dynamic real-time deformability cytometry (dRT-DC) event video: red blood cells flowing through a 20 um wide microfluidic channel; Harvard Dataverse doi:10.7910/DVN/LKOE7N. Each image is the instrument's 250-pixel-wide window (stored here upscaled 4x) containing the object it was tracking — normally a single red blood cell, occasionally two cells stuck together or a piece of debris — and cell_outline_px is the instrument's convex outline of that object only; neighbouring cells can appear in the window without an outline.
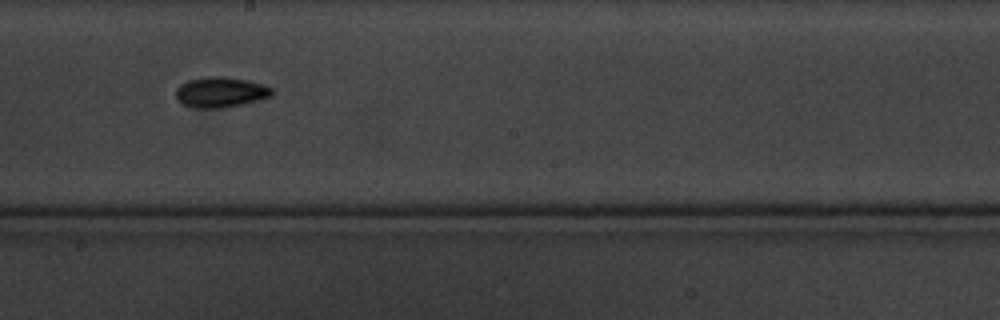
{"species": "common noctule bat (a hibernating species)", "species_latin": "Nyctalus noctula", "temperature_condition": "cold", "stored_images_in_passage": 10, "camera_frame_rate_fps": 3000, "um_per_image_px": 0.085, "animal": {"sex": "male", "body_mass_g": 20.1, "forearm_length_mm": 53.5}, "frame": {"image": 1, "passage_image": 9, "time_ms": 9.333, "image_size_px": [1000, 320], "cell_outline_px": [[272, 96], [240, 104], [220, 108], [196, 108], [184, 104], [176, 96], [176, 88], [180, 84], [188, 80], [208, 76], [224, 76], [248, 80], [264, 84], [272, 88]], "centroid_in_image_um": [18.75, 7.81], "position_along_channel_um": 229.5, "area_um2": 16.88}}
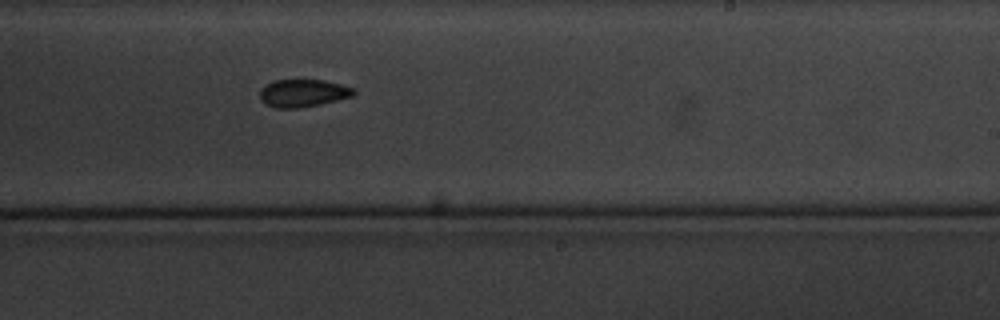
{"frame": {"image": 2, "passage_image": 10, "time_ms": 10.333, "image_size_px": [1000, 320], "cell_outline_px": [[356, 92], [352, 96], [320, 104], [300, 108], [276, 108], [264, 104], [260, 100], [260, 88], [264, 84], [272, 80], [324, 80], [356, 88]], "centroid_in_image_um": [25.72, 7.91], "position_along_channel_um": 263.3, "area_um2": 15.32}}